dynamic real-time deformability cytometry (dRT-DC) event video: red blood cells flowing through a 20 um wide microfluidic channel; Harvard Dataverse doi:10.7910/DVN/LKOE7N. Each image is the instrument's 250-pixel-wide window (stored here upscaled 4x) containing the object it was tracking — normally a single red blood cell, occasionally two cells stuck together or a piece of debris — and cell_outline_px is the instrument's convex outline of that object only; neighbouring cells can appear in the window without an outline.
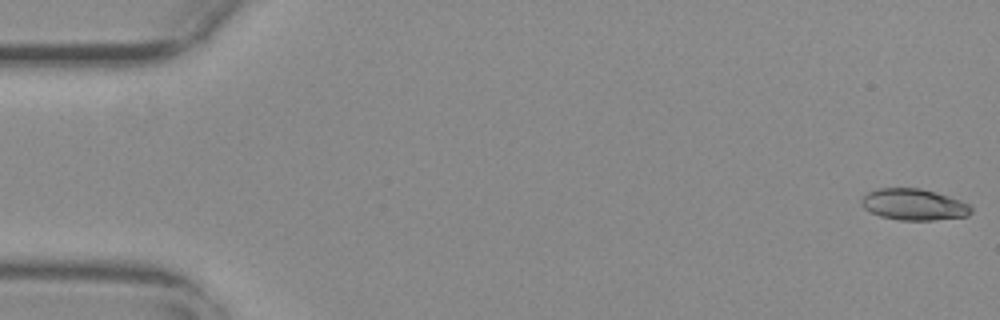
{"species": "common noctule bat (a hibernating species)", "species_latin": "Nyctalus noctula", "temperature_condition": "warm", "stored_images_in_passage": 13, "camera_frame_rate_fps": 3000, "um_per_image_px": 0.085, "animal": {"sex": "female", "body_mass_g": 29.2, "forearm_length_mm": 56.3}, "frame": {"image": 1, "passage_image": 1, "time_ms": 0.0, "image_size_px": [1000, 320], "cell_outline_px": [[972, 212], [968, 216], [932, 220], [900, 220], [880, 216], [864, 208], [860, 200], [868, 192], [876, 188], [920, 188], [936, 192], [960, 200], [968, 204], [972, 208]], "centroid_in_image_um": [77.68, 17.38], "position_along_channel_um": 7.3, "area_um2": 20.0}}